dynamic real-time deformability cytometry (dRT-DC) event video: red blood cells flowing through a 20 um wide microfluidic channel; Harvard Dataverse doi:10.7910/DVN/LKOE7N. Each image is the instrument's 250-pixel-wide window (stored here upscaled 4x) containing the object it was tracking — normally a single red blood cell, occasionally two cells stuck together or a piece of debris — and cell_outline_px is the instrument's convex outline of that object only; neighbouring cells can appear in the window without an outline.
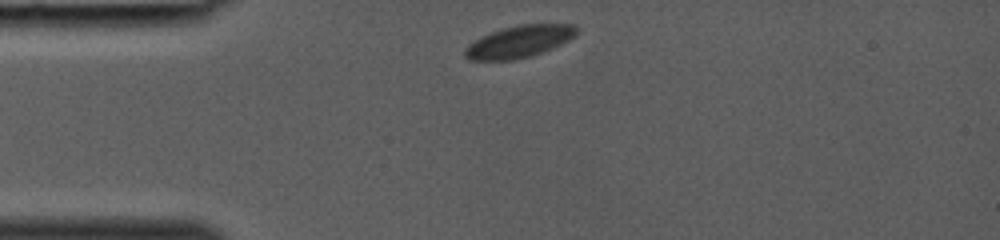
{"species": "common noctule bat (a hibernating species)", "species_latin": "Nyctalus noctula", "temperature_condition": "room temperature", "stored_images_in_passage": 28, "camera_frame_rate_fps": 3000, "um_per_image_px": 0.085, "animal": {"sex": "female", "body_mass_g": 19.0, "forearm_length_mm": 53.3}, "frame": {"image": 1, "passage_image": 1, "time_ms": 0.0, "image_size_px": [1000, 240], "cell_outline_px": [[576, 32], [568, 40], [552, 48], [532, 56], [512, 60], [468, 60], [464, 56], [464, 48], [468, 44], [480, 36], [500, 28], [516, 24], [572, 24], [576, 28]], "centroid_in_image_um": [44.05, 3.53], "position_along_channel_um": 41.0, "area_um2": 20.92}}
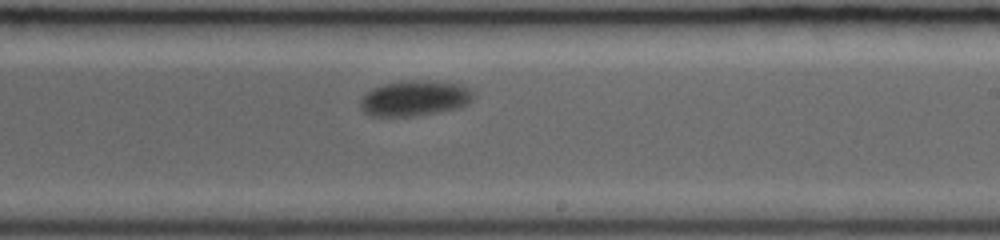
{"frame": {"image": 2, "passage_image": 16, "time_ms": 5.0, "image_size_px": [1000, 240], "cell_outline_px": [[476, 96], [468, 104], [460, 108], [412, 116], [372, 116], [364, 112], [360, 104], [360, 100], [368, 92], [384, 84], [404, 80], [420, 80], [460, 84], [476, 92]], "centroid_in_image_um": [35.31, 8.35], "position_along_channel_um": 253.7, "area_um2": 23.29}}
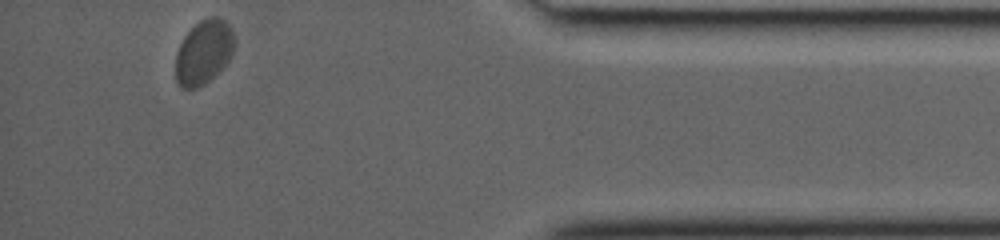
{"frame": {"image": 3, "passage_image": 28, "time_ms": 9.0, "image_size_px": [1000, 240], "cell_outline_px": [[236, 44], [228, 60], [204, 84], [196, 88], [180, 88], [176, 84], [176, 52], [184, 36], [200, 20], [208, 16], [216, 16], [224, 20], [228, 24], [236, 40]], "centroid_in_image_um": [17.3, 4.41], "position_along_channel_um": 417.9, "area_um2": 21.85}}